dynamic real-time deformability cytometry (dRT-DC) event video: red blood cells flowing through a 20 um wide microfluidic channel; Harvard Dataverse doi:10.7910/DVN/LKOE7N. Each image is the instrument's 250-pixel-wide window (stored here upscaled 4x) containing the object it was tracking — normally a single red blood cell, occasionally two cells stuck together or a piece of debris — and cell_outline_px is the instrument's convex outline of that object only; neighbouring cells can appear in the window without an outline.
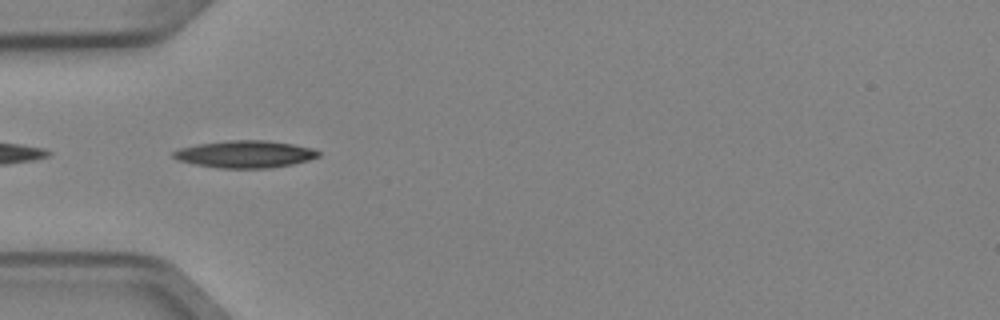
{"species": "Egyptian fruit bat (a non-hibernating species)", "species_latin": "Rousettus aegyptiacus", "temperature_condition": "cold", "stored_images_in_passage": 5, "camera_frame_rate_fps": 3000, "um_per_image_px": 0.085, "animal": {"sex": "female"}, "frame": {"image": 1, "passage_image": 3, "time_ms": 0.667, "image_size_px": [1000, 320], "cell_outline_px": [[320, 156], [308, 160], [292, 164], [268, 168], [220, 168], [196, 164], [176, 160], [172, 156], [172, 152], [180, 148], [196, 144], [228, 140], [264, 140], [292, 144], [312, 148], [320, 152]], "centroid_in_image_um": [20.81, 13.1], "position_along_channel_um": 64.2, "area_um2": 22.95}}
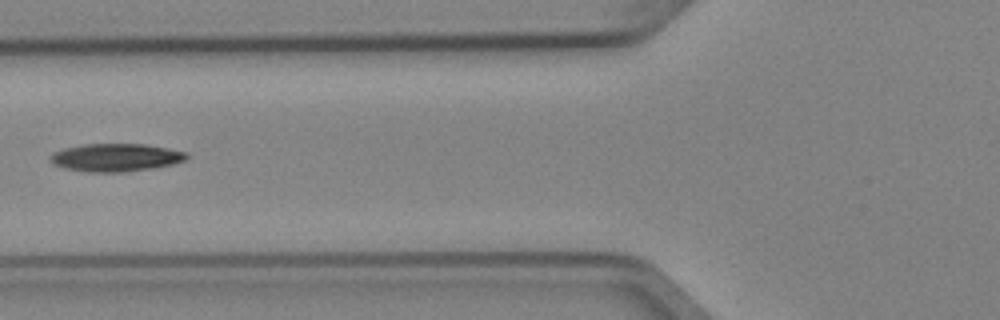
{"frame": {"image": 2, "passage_image": 4, "time_ms": 1.0, "image_size_px": [1000, 320], "cell_outline_px": [[188, 156], [184, 160], [172, 164], [156, 168], [120, 172], [88, 172], [64, 168], [52, 164], [48, 156], [52, 152], [64, 148], [84, 144], [144, 144], [168, 148], [188, 152]], "centroid_in_image_um": [9.81, 13.39], "position_along_channel_um": 116.0, "area_um2": 22.31}}
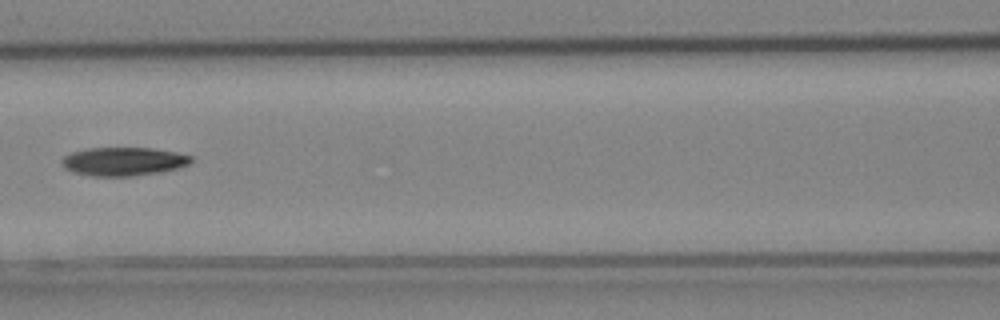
{"frame": {"image": 3, "passage_image": 5, "time_ms": 1.333, "image_size_px": [1000, 320], "cell_outline_px": [[192, 160], [188, 164], [176, 168], [160, 172], [136, 176], [92, 176], [72, 172], [64, 168], [60, 164], [60, 160], [64, 156], [72, 152], [88, 148], [152, 148], [176, 152], [192, 156]], "centroid_in_image_um": [10.45, 13.73], "position_along_channel_um": 156.2, "area_um2": 21.56}}